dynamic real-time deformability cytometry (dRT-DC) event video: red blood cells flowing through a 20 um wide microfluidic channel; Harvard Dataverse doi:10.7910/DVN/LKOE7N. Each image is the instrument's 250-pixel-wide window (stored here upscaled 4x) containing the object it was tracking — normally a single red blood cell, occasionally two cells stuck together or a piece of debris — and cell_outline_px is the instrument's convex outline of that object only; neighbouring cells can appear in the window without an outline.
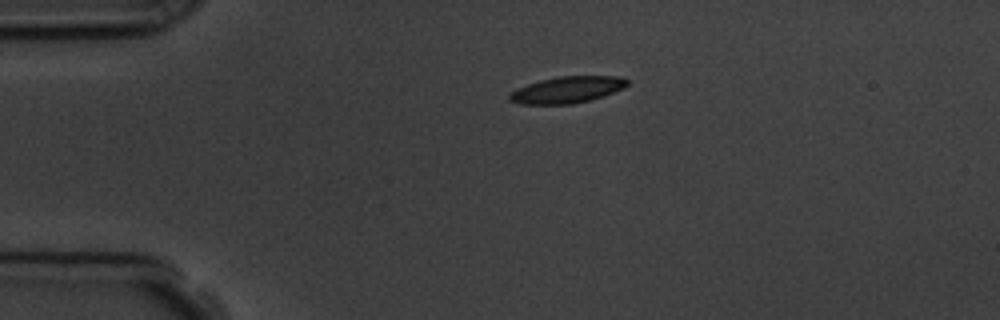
{"species": "common noctule bat (a hibernating species)", "species_latin": "Nyctalus noctula", "temperature_condition": "room temperature", "stored_images_in_passage": 2, "camera_frame_rate_fps": 3000, "um_per_image_px": 0.085, "animal": {"sex": "male", "body_mass_g": 19.5, "forearm_length_mm": 54.6}, "frame": {"image": 1, "passage_image": 1, "time_ms": 0.0, "image_size_px": [1000, 320], "cell_outline_px": [[628, 84], [624, 88], [588, 100], [572, 104], [520, 104], [508, 100], [508, 96], [516, 88], [540, 80], [560, 76], [616, 76], [628, 80]], "centroid_in_image_um": [48.16, 7.63], "position_along_channel_um": 36.8, "area_um2": 17.98}}